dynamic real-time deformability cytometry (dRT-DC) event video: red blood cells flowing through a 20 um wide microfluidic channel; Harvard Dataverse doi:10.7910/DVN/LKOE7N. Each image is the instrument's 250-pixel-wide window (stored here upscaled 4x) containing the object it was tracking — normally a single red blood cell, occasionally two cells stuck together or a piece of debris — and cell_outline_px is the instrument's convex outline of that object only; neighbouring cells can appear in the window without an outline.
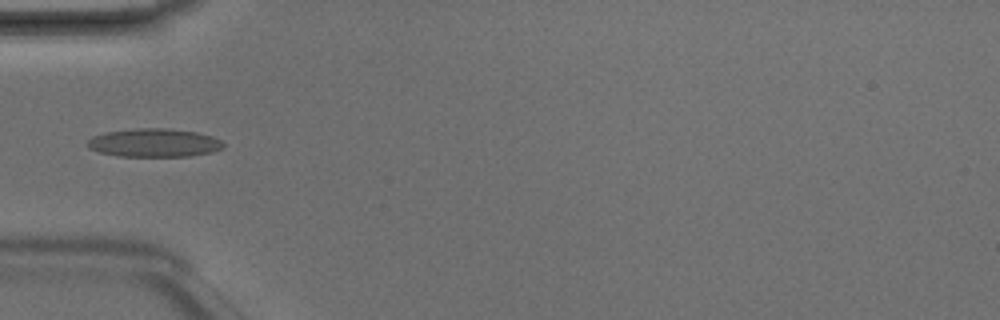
{"species": "Egyptian fruit bat (a non-hibernating species)", "species_latin": "Rousettus aegyptiacus", "temperature_condition": "room temperature", "stored_images_in_passage": 4, "camera_frame_rate_fps": 3000, "um_per_image_px": 0.085, "animal": {"sex": "male"}, "frame": {"image": 1, "passage_image": 4, "time_ms": 1.0, "image_size_px": [1000, 320], "cell_outline_px": [[224, 148], [212, 152], [188, 156], [120, 156], [100, 152], [88, 148], [84, 144], [92, 136], [108, 132], [136, 128], [164, 128], [196, 132], [212, 136], [220, 140], [224, 144]], "centroid_in_image_um": [13.09, 12.14], "position_along_channel_um": 71.9, "area_um2": 22.43}}